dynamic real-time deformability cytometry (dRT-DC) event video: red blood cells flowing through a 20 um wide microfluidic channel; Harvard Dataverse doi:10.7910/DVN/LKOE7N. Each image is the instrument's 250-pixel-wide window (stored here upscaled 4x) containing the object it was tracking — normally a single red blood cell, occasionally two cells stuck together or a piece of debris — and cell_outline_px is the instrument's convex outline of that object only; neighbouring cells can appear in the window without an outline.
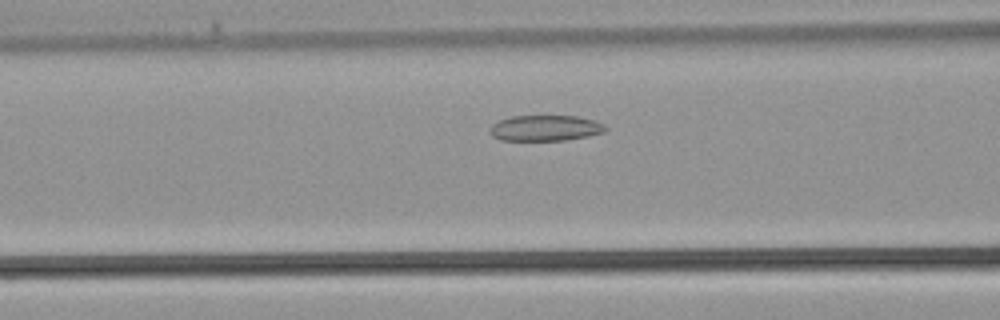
{"species": "common noctule bat (a hibernating species)", "species_latin": "Nyctalus noctula", "temperature_condition": "warm", "stored_images_in_passage": 32, "camera_frame_rate_fps": 3000, "um_per_image_px": 0.085, "animal": {"sex": "male", "body_mass_g": 21.5, "forearm_length_mm": 52.0}, "frame": {"image": 1, "passage_image": 9, "time_ms": 2.667, "image_size_px": [1000, 320], "cell_outline_px": [[608, 128], [604, 132], [588, 136], [564, 140], [500, 140], [492, 136], [488, 132], [488, 128], [492, 124], [500, 120], [512, 116], [576, 116], [596, 120], [604, 124]], "centroid_in_image_um": [46.34, 10.88], "position_along_channel_um": 120.3, "area_um2": 17.46}}
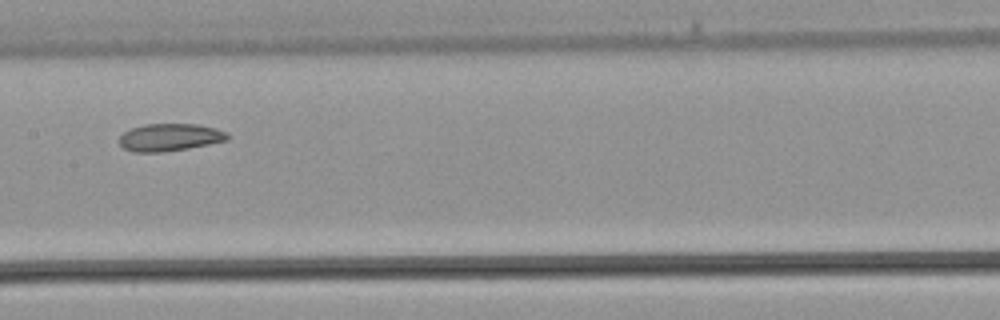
{"frame": {"image": 2, "passage_image": 13, "time_ms": 4.0, "image_size_px": [1000, 320], "cell_outline_px": [[228, 140], [188, 148], [160, 152], [132, 152], [124, 148], [120, 144], [120, 136], [124, 132], [132, 128], [144, 124], [196, 124], [216, 128], [228, 132]], "centroid_in_image_um": [14.44, 11.67], "position_along_channel_um": 193.0, "area_um2": 17.22}}
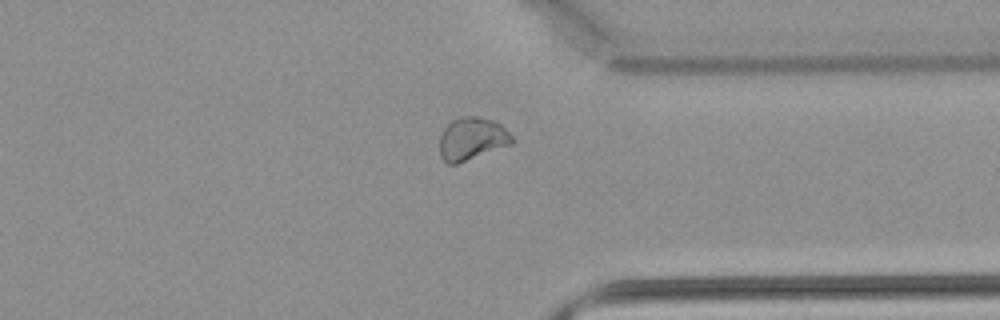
{"frame": {"image": 3, "passage_image": 23, "time_ms": 7.333, "image_size_px": [1000, 320], "cell_outline_px": [[516, 140], [512, 144], [456, 164], [448, 164], [440, 156], [440, 136], [444, 128], [452, 120], [460, 116], [476, 116], [492, 120], [500, 124]], "centroid_in_image_um": [40.11, 11.79], "position_along_channel_um": 371.3, "area_um2": 17.98}}